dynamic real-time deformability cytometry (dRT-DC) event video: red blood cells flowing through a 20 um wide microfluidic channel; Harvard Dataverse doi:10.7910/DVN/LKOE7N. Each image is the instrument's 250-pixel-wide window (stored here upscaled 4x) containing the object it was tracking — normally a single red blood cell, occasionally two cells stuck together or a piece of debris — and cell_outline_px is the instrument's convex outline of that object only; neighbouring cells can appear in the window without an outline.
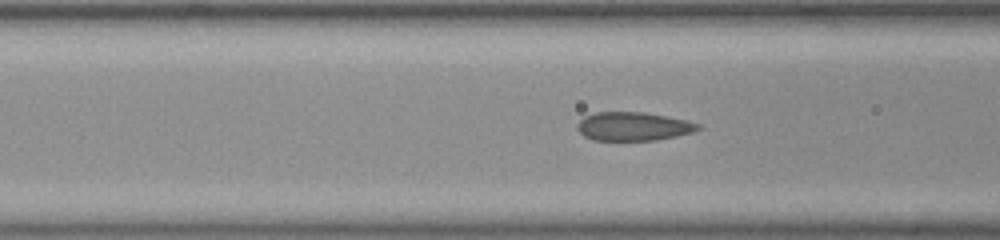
{"species": "common noctule bat (a hibernating species)", "species_latin": "Nyctalus noctula", "temperature_condition": "room temperature", "stored_images_in_passage": 16, "camera_frame_rate_fps": 3000, "um_per_image_px": 0.085, "animal": {"sex": "female", "body_mass_g": 23.0, "forearm_length_mm": 53.4}, "frame": {"image": 1, "passage_image": 4, "time_ms": 1.0, "image_size_px": [1000, 240], "cell_outline_px": [[700, 128], [692, 132], [676, 136], [656, 140], [592, 140], [584, 136], [576, 128], [576, 124], [584, 116], [596, 112], [644, 112], [688, 120], [700, 124]], "centroid_in_image_um": [53.81, 10.74], "position_along_channel_um": 112.8, "area_um2": 20.17}}
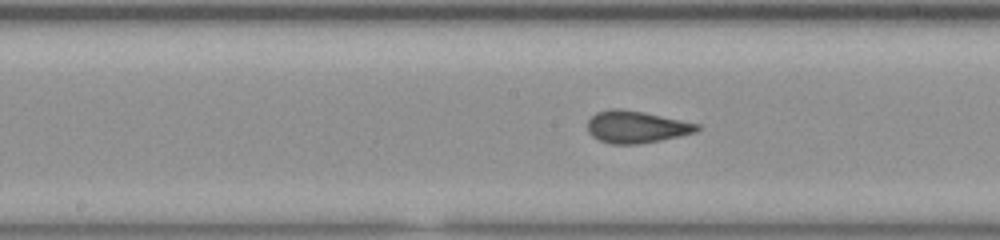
{"frame": {"image": 2, "passage_image": 10, "time_ms": 3.0, "image_size_px": [1000, 240], "cell_outline_px": [[700, 128], [696, 132], [680, 136], [640, 144], [612, 144], [600, 140], [592, 136], [588, 132], [588, 120], [596, 112], [608, 108], [620, 108], [644, 112], [700, 124]], "centroid_in_image_um": [54.07, 10.78], "position_along_channel_um": 194.1, "area_um2": 20.58}}
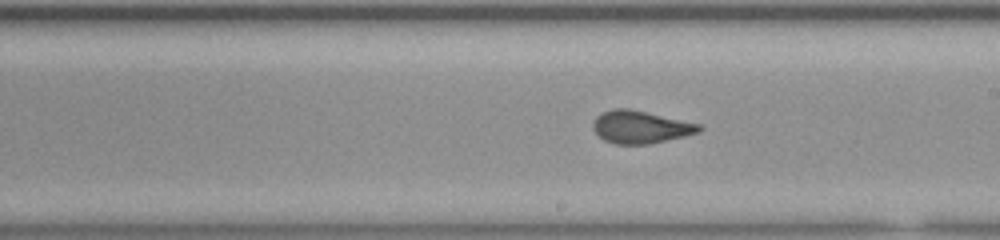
{"frame": {"image": 3, "passage_image": 13, "time_ms": 4.0, "image_size_px": [1000, 240], "cell_outline_px": [[704, 128], [700, 132], [684, 136], [648, 144], [616, 144], [604, 140], [592, 128], [592, 124], [596, 116], [600, 112], [612, 108], [628, 108], [704, 124]], "centroid_in_image_um": [54.47, 10.78], "position_along_channel_um": 234.5, "area_um2": 20.4}}